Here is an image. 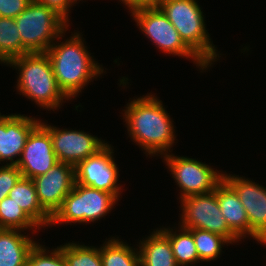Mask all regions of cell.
<instances>
[{
	"instance_id": "6da1fadb",
	"label": "cell",
	"mask_w": 266,
	"mask_h": 266,
	"mask_svg": "<svg viewBox=\"0 0 266 266\" xmlns=\"http://www.w3.org/2000/svg\"><path fill=\"white\" fill-rule=\"evenodd\" d=\"M123 111L131 140L143 148L147 156L171 152L175 129L161 100L149 93L127 103Z\"/></svg>"
},
{
	"instance_id": "7a4b0ae2",
	"label": "cell",
	"mask_w": 266,
	"mask_h": 266,
	"mask_svg": "<svg viewBox=\"0 0 266 266\" xmlns=\"http://www.w3.org/2000/svg\"><path fill=\"white\" fill-rule=\"evenodd\" d=\"M81 36L76 32L65 42L57 45L54 42L46 51L58 86L69 99L77 97L89 81L104 72L103 67L90 56Z\"/></svg>"
},
{
	"instance_id": "3957f363",
	"label": "cell",
	"mask_w": 266,
	"mask_h": 266,
	"mask_svg": "<svg viewBox=\"0 0 266 266\" xmlns=\"http://www.w3.org/2000/svg\"><path fill=\"white\" fill-rule=\"evenodd\" d=\"M7 65L19 71L17 90L41 108L60 109L64 99L69 100L58 86L46 52L27 53L12 59Z\"/></svg>"
},
{
	"instance_id": "277c9868",
	"label": "cell",
	"mask_w": 266,
	"mask_h": 266,
	"mask_svg": "<svg viewBox=\"0 0 266 266\" xmlns=\"http://www.w3.org/2000/svg\"><path fill=\"white\" fill-rule=\"evenodd\" d=\"M158 7L176 28L184 43L208 67L220 57L209 38L203 11L196 0H159Z\"/></svg>"
},
{
	"instance_id": "5b68a950",
	"label": "cell",
	"mask_w": 266,
	"mask_h": 266,
	"mask_svg": "<svg viewBox=\"0 0 266 266\" xmlns=\"http://www.w3.org/2000/svg\"><path fill=\"white\" fill-rule=\"evenodd\" d=\"M15 21L21 36L22 55L46 52L54 40L64 37L69 26L54 10L35 0L29 3Z\"/></svg>"
},
{
	"instance_id": "8992f818",
	"label": "cell",
	"mask_w": 266,
	"mask_h": 266,
	"mask_svg": "<svg viewBox=\"0 0 266 266\" xmlns=\"http://www.w3.org/2000/svg\"><path fill=\"white\" fill-rule=\"evenodd\" d=\"M116 201L118 198L113 193L75 183L60 208L51 217L50 226L63 222L65 224L94 222L106 216Z\"/></svg>"
},
{
	"instance_id": "52a82bcc",
	"label": "cell",
	"mask_w": 266,
	"mask_h": 266,
	"mask_svg": "<svg viewBox=\"0 0 266 266\" xmlns=\"http://www.w3.org/2000/svg\"><path fill=\"white\" fill-rule=\"evenodd\" d=\"M131 16L153 44L164 53L192 58L200 70L208 66L184 43L176 28L158 7H148L132 12Z\"/></svg>"
},
{
	"instance_id": "ba28073f",
	"label": "cell",
	"mask_w": 266,
	"mask_h": 266,
	"mask_svg": "<svg viewBox=\"0 0 266 266\" xmlns=\"http://www.w3.org/2000/svg\"><path fill=\"white\" fill-rule=\"evenodd\" d=\"M181 201V226L217 233L231 244L241 239L228 227L220 209L216 189L207 194L191 195Z\"/></svg>"
},
{
	"instance_id": "9c48e42d",
	"label": "cell",
	"mask_w": 266,
	"mask_h": 266,
	"mask_svg": "<svg viewBox=\"0 0 266 266\" xmlns=\"http://www.w3.org/2000/svg\"><path fill=\"white\" fill-rule=\"evenodd\" d=\"M163 159L180 188L179 199L213 192L223 180L224 172L219 173L196 159L174 156L170 153L165 154Z\"/></svg>"
},
{
	"instance_id": "30bf717a",
	"label": "cell",
	"mask_w": 266,
	"mask_h": 266,
	"mask_svg": "<svg viewBox=\"0 0 266 266\" xmlns=\"http://www.w3.org/2000/svg\"><path fill=\"white\" fill-rule=\"evenodd\" d=\"M111 145L106 144L96 154L89 156L75 167L76 183L113 193L118 199L121 187L117 184L119 171Z\"/></svg>"
},
{
	"instance_id": "8fae6325",
	"label": "cell",
	"mask_w": 266,
	"mask_h": 266,
	"mask_svg": "<svg viewBox=\"0 0 266 266\" xmlns=\"http://www.w3.org/2000/svg\"><path fill=\"white\" fill-rule=\"evenodd\" d=\"M223 179L236 191L249 220V236L266 245V188L239 175L224 173Z\"/></svg>"
},
{
	"instance_id": "7c38bea8",
	"label": "cell",
	"mask_w": 266,
	"mask_h": 266,
	"mask_svg": "<svg viewBox=\"0 0 266 266\" xmlns=\"http://www.w3.org/2000/svg\"><path fill=\"white\" fill-rule=\"evenodd\" d=\"M50 133L52 147L58 162L76 167L80 162L96 154L107 143L80 130L60 129L40 122Z\"/></svg>"
},
{
	"instance_id": "4fadbf2b",
	"label": "cell",
	"mask_w": 266,
	"mask_h": 266,
	"mask_svg": "<svg viewBox=\"0 0 266 266\" xmlns=\"http://www.w3.org/2000/svg\"><path fill=\"white\" fill-rule=\"evenodd\" d=\"M42 208L52 217L76 183L75 167L58 162L32 179Z\"/></svg>"
},
{
	"instance_id": "5bb4252c",
	"label": "cell",
	"mask_w": 266,
	"mask_h": 266,
	"mask_svg": "<svg viewBox=\"0 0 266 266\" xmlns=\"http://www.w3.org/2000/svg\"><path fill=\"white\" fill-rule=\"evenodd\" d=\"M58 163L49 131L39 123L30 133L16 166L24 178L34 179Z\"/></svg>"
},
{
	"instance_id": "9a60e30c",
	"label": "cell",
	"mask_w": 266,
	"mask_h": 266,
	"mask_svg": "<svg viewBox=\"0 0 266 266\" xmlns=\"http://www.w3.org/2000/svg\"><path fill=\"white\" fill-rule=\"evenodd\" d=\"M40 122L20 114L6 115L0 120V164L5 160L9 161L6 165L18 163L28 136Z\"/></svg>"
},
{
	"instance_id": "2e32d148",
	"label": "cell",
	"mask_w": 266,
	"mask_h": 266,
	"mask_svg": "<svg viewBox=\"0 0 266 266\" xmlns=\"http://www.w3.org/2000/svg\"><path fill=\"white\" fill-rule=\"evenodd\" d=\"M216 195L228 227L240 238L249 235V220L236 191L223 179L216 186Z\"/></svg>"
},
{
	"instance_id": "e0dca14e",
	"label": "cell",
	"mask_w": 266,
	"mask_h": 266,
	"mask_svg": "<svg viewBox=\"0 0 266 266\" xmlns=\"http://www.w3.org/2000/svg\"><path fill=\"white\" fill-rule=\"evenodd\" d=\"M23 230L0 228V266H26L30 250L37 243Z\"/></svg>"
},
{
	"instance_id": "ac0fdd59",
	"label": "cell",
	"mask_w": 266,
	"mask_h": 266,
	"mask_svg": "<svg viewBox=\"0 0 266 266\" xmlns=\"http://www.w3.org/2000/svg\"><path fill=\"white\" fill-rule=\"evenodd\" d=\"M140 266H178L170 239L161 231H153L139 242Z\"/></svg>"
},
{
	"instance_id": "d6986e66",
	"label": "cell",
	"mask_w": 266,
	"mask_h": 266,
	"mask_svg": "<svg viewBox=\"0 0 266 266\" xmlns=\"http://www.w3.org/2000/svg\"><path fill=\"white\" fill-rule=\"evenodd\" d=\"M8 196L41 228L49 226L51 216L42 208L32 179L21 177Z\"/></svg>"
},
{
	"instance_id": "ffe728a7",
	"label": "cell",
	"mask_w": 266,
	"mask_h": 266,
	"mask_svg": "<svg viewBox=\"0 0 266 266\" xmlns=\"http://www.w3.org/2000/svg\"><path fill=\"white\" fill-rule=\"evenodd\" d=\"M176 232L172 228H161L160 230L170 239L174 258L178 266H189L199 262L192 229L179 226ZM181 231V232H180Z\"/></svg>"
},
{
	"instance_id": "44dd1931",
	"label": "cell",
	"mask_w": 266,
	"mask_h": 266,
	"mask_svg": "<svg viewBox=\"0 0 266 266\" xmlns=\"http://www.w3.org/2000/svg\"><path fill=\"white\" fill-rule=\"evenodd\" d=\"M105 242L100 247L102 266H140V255L137 248L128 246L118 237L117 239L113 237Z\"/></svg>"
},
{
	"instance_id": "7402d4cb",
	"label": "cell",
	"mask_w": 266,
	"mask_h": 266,
	"mask_svg": "<svg viewBox=\"0 0 266 266\" xmlns=\"http://www.w3.org/2000/svg\"><path fill=\"white\" fill-rule=\"evenodd\" d=\"M22 56L21 36L14 18L0 17V63Z\"/></svg>"
},
{
	"instance_id": "603a6c76",
	"label": "cell",
	"mask_w": 266,
	"mask_h": 266,
	"mask_svg": "<svg viewBox=\"0 0 266 266\" xmlns=\"http://www.w3.org/2000/svg\"><path fill=\"white\" fill-rule=\"evenodd\" d=\"M0 228L19 229L23 231L26 229H34V232L36 229H40L9 196H6L0 201Z\"/></svg>"
},
{
	"instance_id": "cb8c5ba5",
	"label": "cell",
	"mask_w": 266,
	"mask_h": 266,
	"mask_svg": "<svg viewBox=\"0 0 266 266\" xmlns=\"http://www.w3.org/2000/svg\"><path fill=\"white\" fill-rule=\"evenodd\" d=\"M192 235L199 255V261L201 262L218 259L220 257L219 255H221L223 245L231 244L222 235L205 230L192 229Z\"/></svg>"
},
{
	"instance_id": "d4e9b609",
	"label": "cell",
	"mask_w": 266,
	"mask_h": 266,
	"mask_svg": "<svg viewBox=\"0 0 266 266\" xmlns=\"http://www.w3.org/2000/svg\"><path fill=\"white\" fill-rule=\"evenodd\" d=\"M63 252L67 266H102L100 248L66 243L59 246Z\"/></svg>"
},
{
	"instance_id": "484cf974",
	"label": "cell",
	"mask_w": 266,
	"mask_h": 266,
	"mask_svg": "<svg viewBox=\"0 0 266 266\" xmlns=\"http://www.w3.org/2000/svg\"><path fill=\"white\" fill-rule=\"evenodd\" d=\"M44 247L45 245L43 246L38 243L34 245L29 252L26 266H67L60 247L57 246V248L52 249V251Z\"/></svg>"
},
{
	"instance_id": "4316f807",
	"label": "cell",
	"mask_w": 266,
	"mask_h": 266,
	"mask_svg": "<svg viewBox=\"0 0 266 266\" xmlns=\"http://www.w3.org/2000/svg\"><path fill=\"white\" fill-rule=\"evenodd\" d=\"M22 177L16 165H2L0 167V201L8 196L10 190Z\"/></svg>"
},
{
	"instance_id": "83f0119b",
	"label": "cell",
	"mask_w": 266,
	"mask_h": 266,
	"mask_svg": "<svg viewBox=\"0 0 266 266\" xmlns=\"http://www.w3.org/2000/svg\"><path fill=\"white\" fill-rule=\"evenodd\" d=\"M32 0H0V17L16 18Z\"/></svg>"
},
{
	"instance_id": "f1b7e54d",
	"label": "cell",
	"mask_w": 266,
	"mask_h": 266,
	"mask_svg": "<svg viewBox=\"0 0 266 266\" xmlns=\"http://www.w3.org/2000/svg\"><path fill=\"white\" fill-rule=\"evenodd\" d=\"M35 1L51 8L68 23L70 20L68 14L71 9V6L75 3L77 4V1L79 0H35Z\"/></svg>"
},
{
	"instance_id": "f546056e",
	"label": "cell",
	"mask_w": 266,
	"mask_h": 266,
	"mask_svg": "<svg viewBox=\"0 0 266 266\" xmlns=\"http://www.w3.org/2000/svg\"><path fill=\"white\" fill-rule=\"evenodd\" d=\"M129 8L130 13L148 7L158 6L159 0H120Z\"/></svg>"
},
{
	"instance_id": "4dcf8cb0",
	"label": "cell",
	"mask_w": 266,
	"mask_h": 266,
	"mask_svg": "<svg viewBox=\"0 0 266 266\" xmlns=\"http://www.w3.org/2000/svg\"><path fill=\"white\" fill-rule=\"evenodd\" d=\"M5 115H1V113H0V120L4 117Z\"/></svg>"
}]
</instances>
